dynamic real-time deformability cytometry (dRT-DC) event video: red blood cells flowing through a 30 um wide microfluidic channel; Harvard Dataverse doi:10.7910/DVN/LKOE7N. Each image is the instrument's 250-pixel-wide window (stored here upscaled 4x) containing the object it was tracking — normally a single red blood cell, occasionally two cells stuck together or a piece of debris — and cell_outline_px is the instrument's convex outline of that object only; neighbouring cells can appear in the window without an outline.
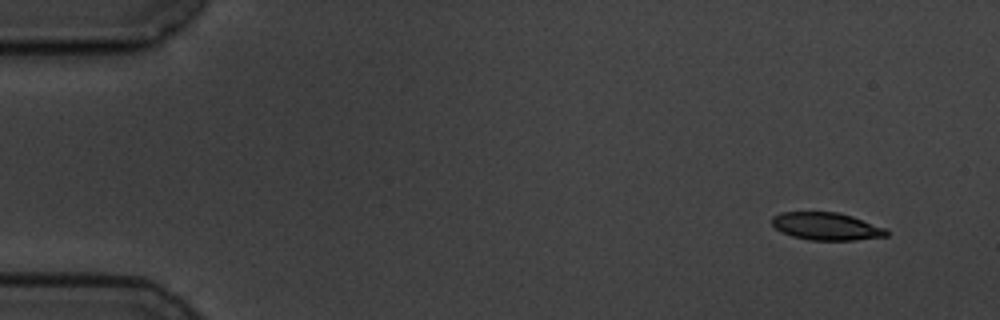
{"species": "common noctule bat (a hibernating species)", "species_latin": "Nyctalus noctula", "temperature_condition": "cold", "stored_images_in_passage": 14, "camera_frame_rate_fps": 3000, "um_per_image_px": 0.085, "animal": {"sex": "male", "body_mass_g": 19.5, "forearm_length_mm": 54.6}, "frame": {"image": 1, "passage_image": 1, "time_ms": 0.0, "image_size_px": [1000, 320], "cell_outline_px": [[888, 236], [856, 240], [808, 240], [792, 236], [776, 228], [772, 224], [772, 216], [780, 212], [836, 212], [852, 216], [884, 228], [888, 232]], "centroid_in_image_um": [70.23, 19.24], "position_along_channel_um": 14.8, "area_um2": 18.26}}
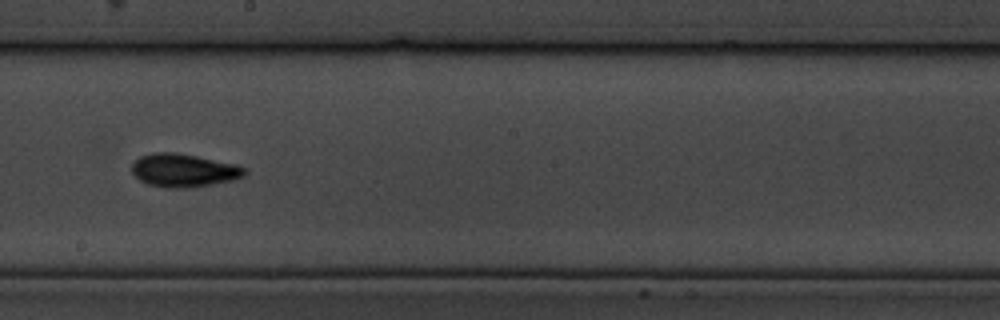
{"frame": {"image": 2, "passage_image": 8, "time_ms": 9.333, "image_size_px": [1000, 320], "cell_outline_px": [[248, 172], [244, 176], [232, 180], [212, 184], [188, 188], [168, 188], [148, 184], [140, 180], [132, 172], [132, 164], [140, 156], [152, 152], [176, 152], [236, 164], [244, 168]], "centroid_in_image_um": [15.61, 14.48], "position_along_channel_um": 232.6, "area_um2": 21.79}}
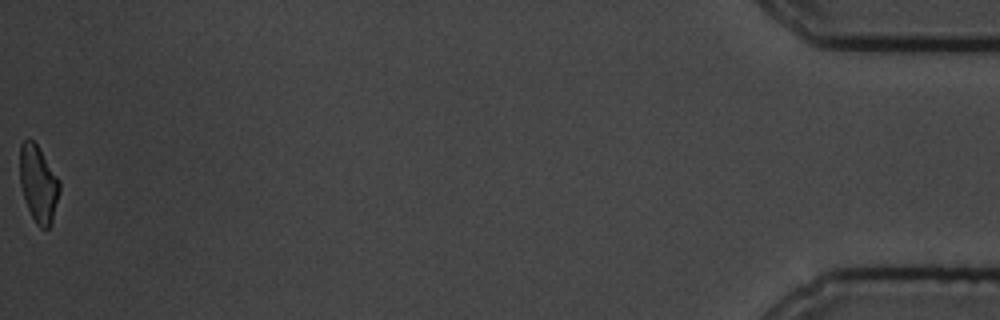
{"frame": {"image": 3, "passage_image": 14, "time_ms": 17.667, "image_size_px": [1000, 320], "cell_outline_px": [[60, 192], [52, 224], [48, 228], [40, 228], [36, 224], [28, 208], [20, 184], [20, 144], [28, 136], [36, 144], [60, 180]], "centroid_in_image_um": [3.27, 15.63], "position_along_channel_um": 431.9, "area_um2": 17.8}, "authors_computed_cell_mechanics": {"area_um2": 19.4786, "velocity_mm_per_s": 3.5399, "shape_relaxation_time_tau1_ms": 2.3083, "shape_relaxation_time_tau2_ms": 3.5357, "deformation_change_tau1": 0.0928, "deformation_change_tau2": 0.0819}}